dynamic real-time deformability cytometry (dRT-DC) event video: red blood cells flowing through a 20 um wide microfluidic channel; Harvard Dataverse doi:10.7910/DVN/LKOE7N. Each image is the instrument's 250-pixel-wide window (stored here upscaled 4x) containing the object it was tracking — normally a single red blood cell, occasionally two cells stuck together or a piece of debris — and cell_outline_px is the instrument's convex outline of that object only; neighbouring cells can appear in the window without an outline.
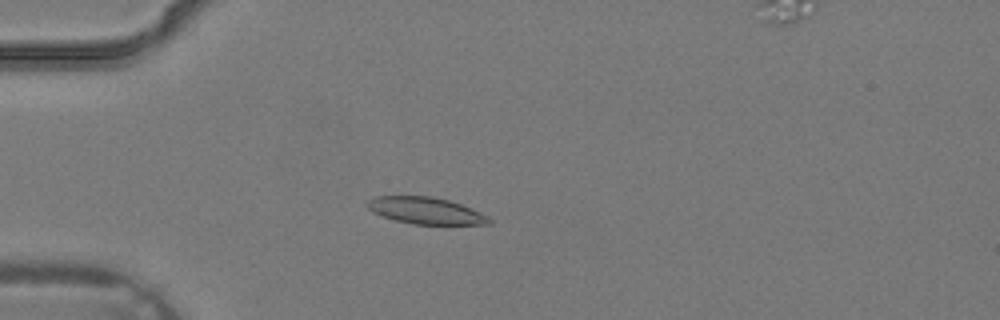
{"species": "common noctule bat (a hibernating species)", "species_latin": "Nyctalus noctula", "temperature_condition": "warm", "stored_images_in_passage": 4, "segment_of_instrument_passage": [1, 2], "camera_frame_rate_fps": 3000, "um_per_image_px": 0.085, "animal": {"sex": "male", "body_mass_g": 19.2, "forearm_length_mm": 51.8}, "frame": {"image": 1, "passage_image": 3, "time_ms": 0.667, "image_size_px": [1000, 320], "cell_outline_px": [[492, 224], [412, 224], [396, 220], [372, 212], [364, 204], [372, 196], [432, 196], [448, 200], [460, 204], [488, 216], [492, 220]], "centroid_in_image_um": [36.14, 17.89], "position_along_channel_um": 48.9, "area_um2": 18.9}}